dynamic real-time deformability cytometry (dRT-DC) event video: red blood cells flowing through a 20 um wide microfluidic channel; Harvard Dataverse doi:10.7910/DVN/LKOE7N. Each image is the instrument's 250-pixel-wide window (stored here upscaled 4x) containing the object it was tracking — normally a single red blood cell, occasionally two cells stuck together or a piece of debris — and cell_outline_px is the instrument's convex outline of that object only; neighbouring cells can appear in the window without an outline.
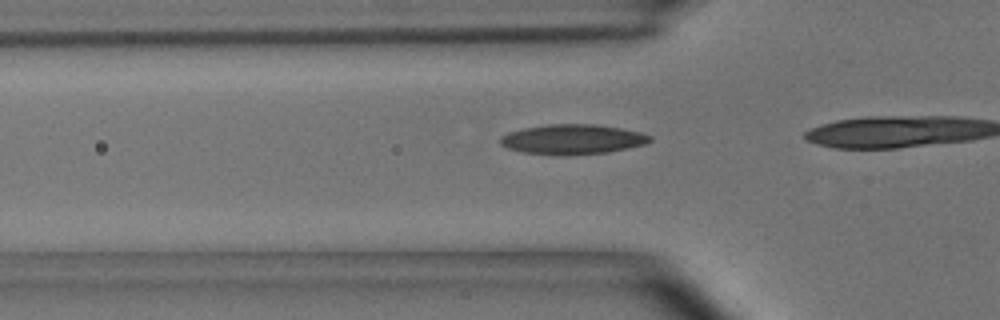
{"species": "common noctule bat (a hibernating species)", "species_latin": "Nyctalus noctula", "temperature_condition": "room temperature", "stored_images_in_passage": 18, "camera_frame_rate_fps": 3000, "um_per_image_px": 0.085, "animal": {"sex": "male", "body_mass_g": 15.6}, "frame": {"image": 1, "passage_image": 14, "time_ms": 4.333, "image_size_px": [1000, 320], "cell_outline_px": [[652, 140], [644, 144], [608, 152], [560, 156], [524, 152], [508, 148], [500, 144], [500, 136], [508, 132], [524, 128], [548, 124], [596, 124], [620, 128], [640, 132], [652, 136]], "centroid_in_image_um": [48.64, 11.84], "position_along_channel_um": 77.2, "area_um2": 26.07}}